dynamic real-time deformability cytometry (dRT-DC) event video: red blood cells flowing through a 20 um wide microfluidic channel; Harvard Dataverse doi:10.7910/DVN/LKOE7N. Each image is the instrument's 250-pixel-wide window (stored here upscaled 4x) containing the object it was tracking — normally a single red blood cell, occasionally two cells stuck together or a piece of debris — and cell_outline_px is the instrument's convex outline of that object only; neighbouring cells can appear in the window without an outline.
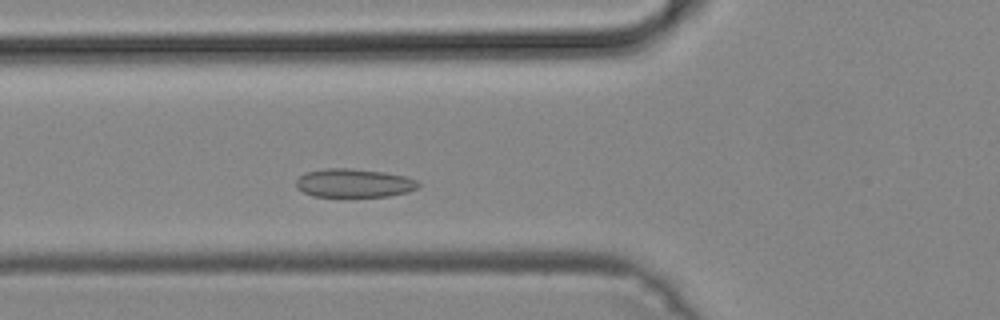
{"species": "common noctule bat (a hibernating species)", "species_latin": "Nyctalus noctula", "temperature_condition": "cold", "stored_images_in_passage": 35, "camera_frame_rate_fps": 3000, "um_per_image_px": 0.085, "animal": {"sex": "male", "body_mass_g": 19.2, "forearm_length_mm": 51.8}, "frame": {"image": 1, "passage_image": 5, "time_ms": 1.333, "image_size_px": [1000, 320], "cell_outline_px": [[420, 184], [416, 188], [408, 192], [388, 196], [312, 196], [296, 188], [296, 180], [304, 172], [324, 168], [348, 168], [384, 172], [404, 176], [416, 180]], "centroid_in_image_um": [30.05, 15.55], "position_along_channel_um": 95.8, "area_um2": 20.29}}
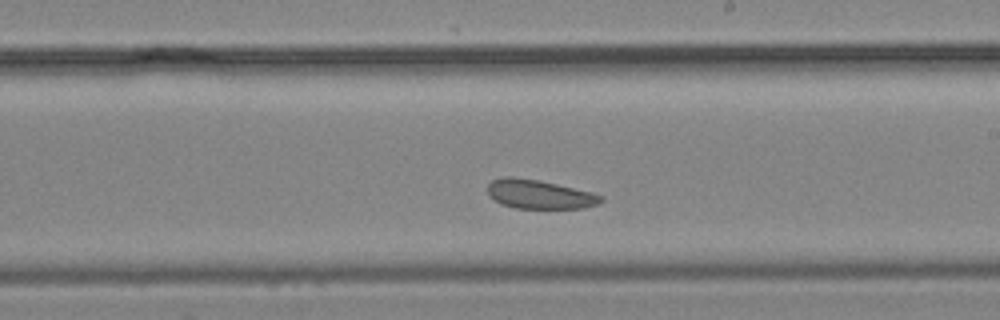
{"frame": {"image": 2, "passage_image": 16, "time_ms": 5.0, "image_size_px": [1000, 320], "cell_outline_px": [[604, 200], [600, 204], [584, 208], [516, 208], [500, 204], [488, 196], [488, 184], [492, 180], [504, 176], [512, 176], [536, 180], [556, 184], [592, 192], [604, 196]], "centroid_in_image_um": [45.85, 16.52], "position_along_channel_um": 243.1, "area_um2": 19.25}}
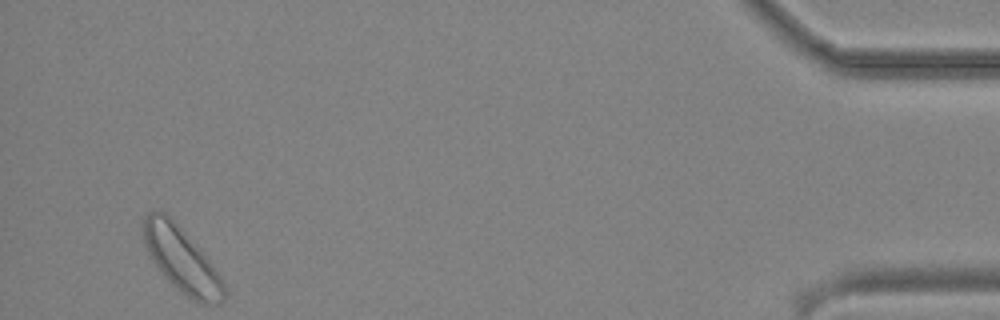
{"frame": {"image": 3, "passage_image": 35, "time_ms": 11.333, "image_size_px": [1000, 320], "cell_outline_px": [[224, 300], [220, 304], [200, 304], [176, 288], [164, 276], [152, 260], [144, 244], [144, 216], [148, 212], [156, 208], [164, 212], [180, 228], [216, 268], [224, 284]], "centroid_in_image_um": [15.43, 22.08], "position_along_channel_um": 419.8, "area_um2": 29.88}}